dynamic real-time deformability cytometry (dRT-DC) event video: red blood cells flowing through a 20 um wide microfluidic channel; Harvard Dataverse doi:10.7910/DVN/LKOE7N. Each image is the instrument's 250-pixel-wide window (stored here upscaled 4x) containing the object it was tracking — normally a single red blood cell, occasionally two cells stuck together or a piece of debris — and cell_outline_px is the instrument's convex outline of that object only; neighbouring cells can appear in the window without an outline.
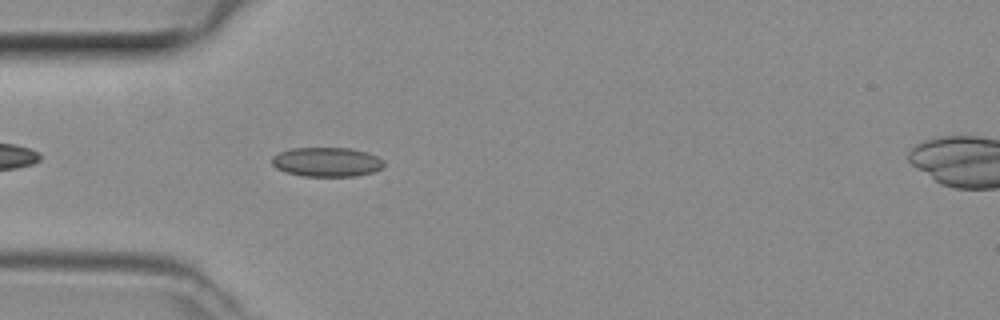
{"species": "common noctule bat (a hibernating species)", "species_latin": "Nyctalus noctula", "temperature_condition": "room temperature", "stored_images_in_passage": 38, "camera_frame_rate_fps": 3000, "um_per_image_px": 0.085, "animal": {"sex": "female", "body_mass_g": 29.2, "forearm_length_mm": 56.3}, "frame": {"image": 1, "passage_image": 4, "time_ms": 1.0, "image_size_px": [1000, 320], "cell_outline_px": [[384, 168], [372, 172], [356, 176], [304, 176], [288, 172], [276, 168], [272, 164], [272, 156], [280, 152], [292, 148], [352, 148], [368, 152], [384, 160]], "centroid_in_image_um": [27.81, 13.76], "position_along_channel_um": 57.2, "area_um2": 19.19}}
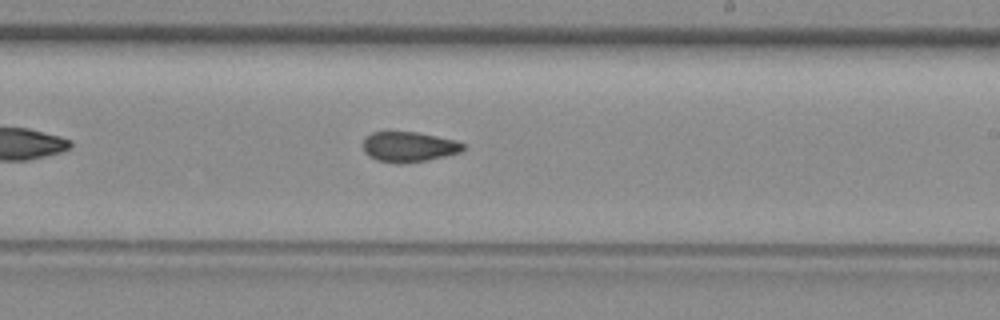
{"frame": {"image": 2, "passage_image": 18, "time_ms": 5.667, "image_size_px": [1000, 320], "cell_outline_px": [[468, 148], [460, 152], [428, 160], [404, 164], [400, 164], [376, 160], [368, 156], [364, 152], [364, 136], [372, 132], [388, 128], [416, 132], [460, 140]], "centroid_in_image_um": [34.74, 12.43], "position_along_channel_um": 254.3, "area_um2": 18.61}}
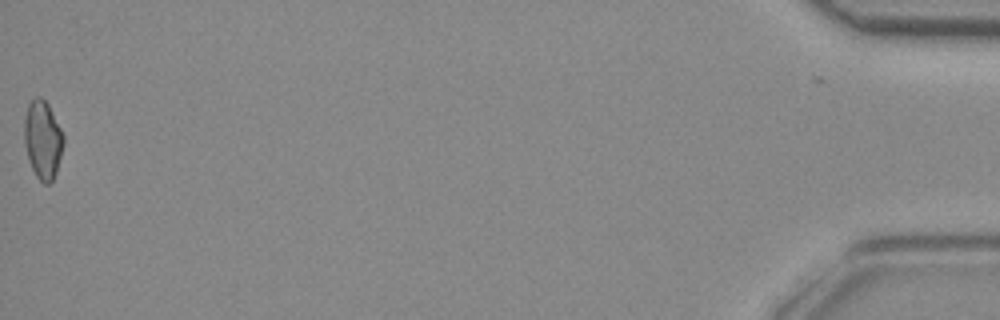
{"frame": {"image": 3, "passage_image": 38, "time_ms": 12.333, "image_size_px": [1000, 320], "cell_outline_px": [[64, 144], [56, 172], [52, 180], [48, 184], [44, 184], [36, 176], [28, 160], [24, 144], [24, 116], [28, 104], [36, 96], [40, 96], [48, 104], [64, 136]], "centroid_in_image_um": [3.62, 11.87], "position_along_channel_um": 431.6, "area_um2": 17.92}}